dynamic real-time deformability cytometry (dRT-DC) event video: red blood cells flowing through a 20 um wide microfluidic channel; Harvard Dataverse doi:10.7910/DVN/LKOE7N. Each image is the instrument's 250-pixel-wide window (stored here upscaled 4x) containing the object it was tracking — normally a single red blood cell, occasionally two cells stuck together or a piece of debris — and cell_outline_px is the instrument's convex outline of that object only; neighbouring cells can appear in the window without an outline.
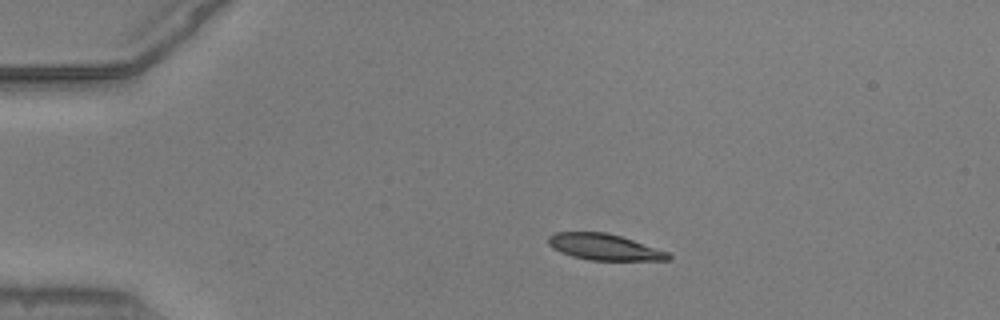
{"species": "common noctule bat (a hibernating species)", "species_latin": "Nyctalus noctula", "temperature_condition": "warm", "stored_images_in_passage": 43, "camera_frame_rate_fps": 3000, "um_per_image_px": 0.085, "animal": {"sex": "male", "body_mass_g": 20.5, "forearm_length_mm": 52.5}, "frame": {"image": 1, "passage_image": 1, "time_ms": 0.0, "image_size_px": [1000, 320], "cell_outline_px": [[672, 256], [668, 260], [588, 260], [572, 256], [560, 252], [552, 248], [548, 244], [548, 236], [556, 232], [604, 232], [620, 236], [668, 252]], "centroid_in_image_um": [51.32, 21.0], "position_along_channel_um": 33.7, "area_um2": 18.15}}
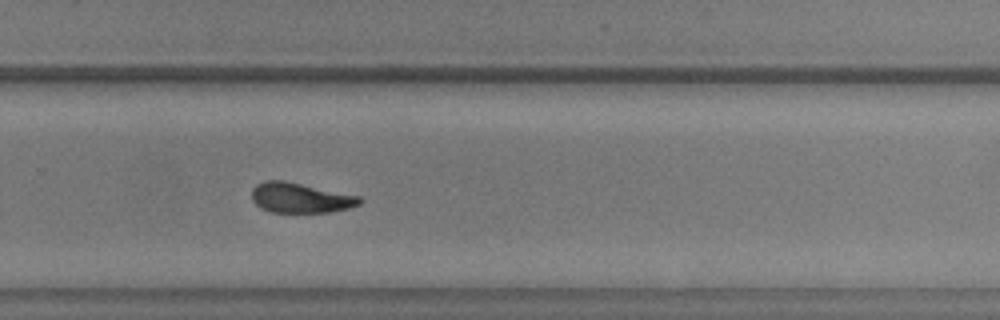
{"frame": {"image": 2, "passage_image": 26, "time_ms": 8.333, "image_size_px": [1000, 320], "cell_outline_px": [[364, 200], [360, 204], [348, 208], [328, 212], [272, 212], [260, 208], [252, 200], [252, 188], [256, 184], [264, 180], [284, 180], [360, 196]], "centroid_in_image_um": [25.52, 16.81], "position_along_channel_um": 304.3, "area_um2": 18.96}}
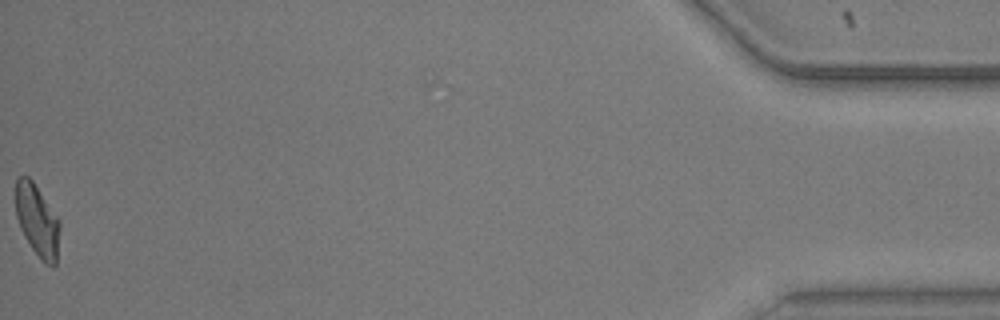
{"frame": {"image": 3, "passage_image": 43, "time_ms": 14.0, "image_size_px": [1000, 320], "cell_outline_px": [[60, 228], [56, 264], [52, 268], [44, 264], [40, 260], [24, 236], [20, 228], [16, 216], [16, 176], [28, 176], [32, 180], [60, 220]], "centroid_in_image_um": [3.18, 18.77], "position_along_channel_um": 432.0, "area_um2": 18.67}, "authors_computed_cell_mechanics": {"area_um2": 19.2474, "velocity_mm_per_s": 3.888, "shape_relaxation_time_tau1_ms": 7.7558, "shape_relaxation_time_tau2_ms": 2.4392, "deformation_change_tau1": 0.2188, "deformation_change_tau2": 0.0906}}